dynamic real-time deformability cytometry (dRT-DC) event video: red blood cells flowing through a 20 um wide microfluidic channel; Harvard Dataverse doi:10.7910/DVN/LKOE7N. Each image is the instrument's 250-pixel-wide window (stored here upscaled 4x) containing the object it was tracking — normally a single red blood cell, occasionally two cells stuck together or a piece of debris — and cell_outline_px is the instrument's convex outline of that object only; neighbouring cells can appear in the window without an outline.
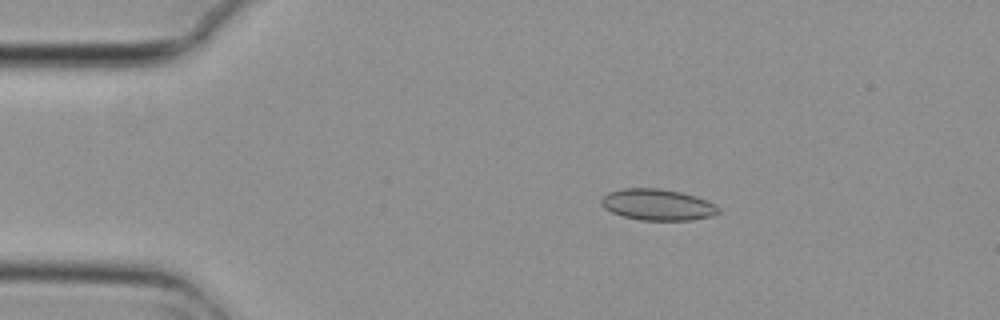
{"species": "common noctule bat (a hibernating species)", "species_latin": "Nyctalus noctula", "temperature_condition": "cold", "stored_images_in_passage": 4, "camera_frame_rate_fps": 3000, "um_per_image_px": 0.085, "animal": {"sex": "female", "body_mass_g": 29.2, "forearm_length_mm": 56.3}, "frame": {"image": 1, "passage_image": 3, "time_ms": 0.667, "image_size_px": [1000, 320], "cell_outline_px": [[720, 212], [712, 216], [692, 220], [640, 220], [620, 216], [604, 208], [600, 204], [600, 200], [608, 192], [624, 188], [660, 188], [680, 192], [696, 196], [716, 204], [720, 208]], "centroid_in_image_um": [55.89, 17.4], "position_along_channel_um": 29.1, "area_um2": 21.56}}